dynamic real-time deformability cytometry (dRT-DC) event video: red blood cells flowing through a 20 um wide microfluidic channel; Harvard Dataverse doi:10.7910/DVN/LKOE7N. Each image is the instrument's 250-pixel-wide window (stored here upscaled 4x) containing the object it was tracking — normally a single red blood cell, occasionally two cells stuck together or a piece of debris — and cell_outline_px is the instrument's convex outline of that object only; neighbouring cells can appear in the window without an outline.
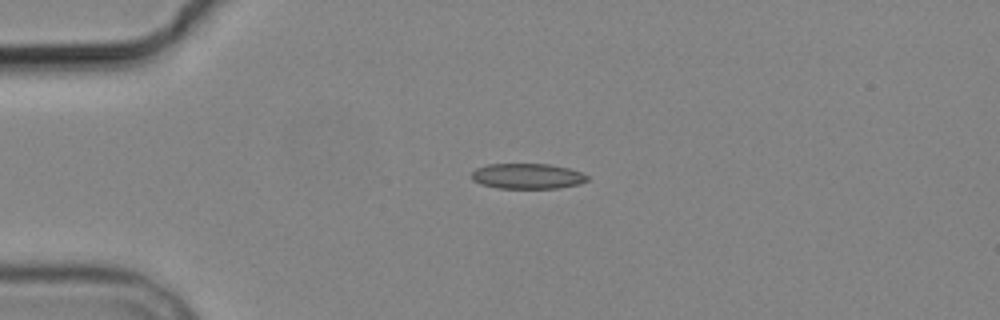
{"species": "common noctule bat (a hibernating species)", "species_latin": "Nyctalus noctula", "temperature_condition": "cold", "stored_images_in_passage": 2, "camera_frame_rate_fps": 3000, "um_per_image_px": 0.085, "animal": {"sex": "male", "body_mass_g": 19.2, "forearm_length_mm": 51.8}, "frame": {"image": 1, "passage_image": 1, "time_ms": 0.0, "image_size_px": [1000, 320], "cell_outline_px": [[588, 180], [580, 184], [560, 188], [496, 188], [480, 184], [472, 180], [472, 172], [476, 168], [488, 164], [548, 164], [568, 168], [584, 172], [588, 176]], "centroid_in_image_um": [44.85, 14.97], "position_along_channel_um": 40.2, "area_um2": 17.28}}